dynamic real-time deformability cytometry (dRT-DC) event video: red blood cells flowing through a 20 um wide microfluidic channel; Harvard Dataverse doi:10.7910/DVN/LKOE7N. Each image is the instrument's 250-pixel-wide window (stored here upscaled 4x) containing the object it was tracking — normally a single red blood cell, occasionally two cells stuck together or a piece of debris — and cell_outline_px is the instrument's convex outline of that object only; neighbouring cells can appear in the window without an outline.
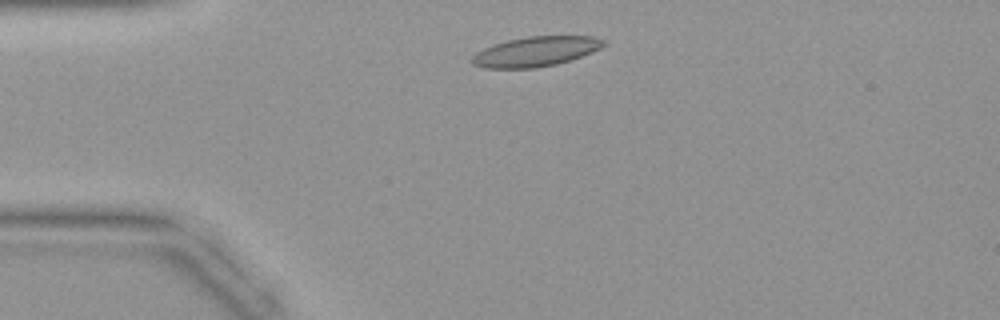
{"species": "common noctule bat (a hibernating species)", "species_latin": "Nyctalus noctula", "temperature_condition": "warm", "stored_images_in_passage": 37, "camera_frame_rate_fps": 3000, "um_per_image_px": 0.085, "animal": {"sex": "female", "body_mass_g": 19.9}, "frame": {"image": 1, "passage_image": 4, "time_ms": 1.0, "image_size_px": [1000, 320], "cell_outline_px": [[604, 44], [600, 48], [592, 52], [556, 64], [536, 68], [484, 68], [472, 64], [472, 56], [476, 52], [484, 48], [508, 40], [528, 36], [592, 36], [604, 40]], "centroid_in_image_um": [45.51, 4.38], "position_along_channel_um": 39.5, "area_um2": 22.6}}
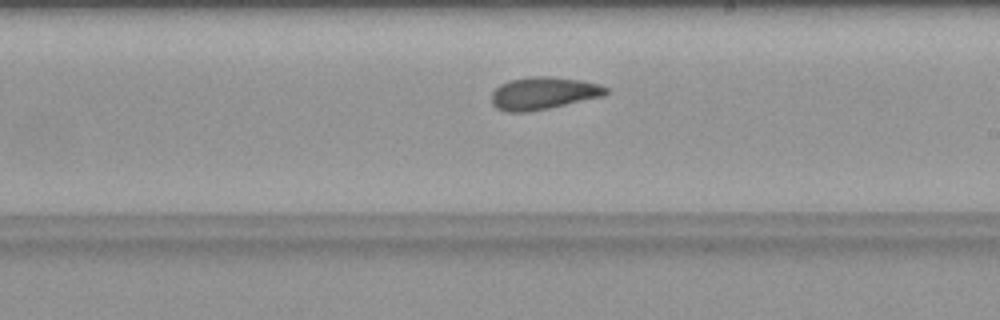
{"frame": {"image": 2, "passage_image": 19, "time_ms": 6.0, "image_size_px": [1000, 320], "cell_outline_px": [[608, 92], [604, 96], [548, 108], [528, 112], [508, 112], [496, 108], [492, 104], [492, 92], [500, 84], [508, 80], [528, 76], [548, 76], [580, 80], [600, 84], [608, 88]], "centroid_in_image_um": [46.17, 7.92], "position_along_channel_um": 242.8, "area_um2": 21.73}}
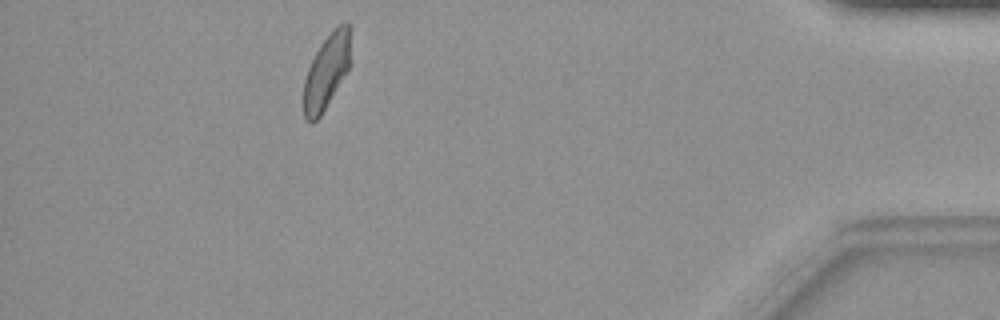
{"frame": {"image": 3, "passage_image": 33, "time_ms": 10.667, "image_size_px": [1000, 320], "cell_outline_px": [[352, 24], [348, 68], [320, 116], [312, 124], [308, 124], [304, 120], [304, 80], [308, 68], [320, 44], [344, 20], [348, 20]], "centroid_in_image_um": [27.76, 6.05], "position_along_channel_um": 407.4, "area_um2": 20.23}}